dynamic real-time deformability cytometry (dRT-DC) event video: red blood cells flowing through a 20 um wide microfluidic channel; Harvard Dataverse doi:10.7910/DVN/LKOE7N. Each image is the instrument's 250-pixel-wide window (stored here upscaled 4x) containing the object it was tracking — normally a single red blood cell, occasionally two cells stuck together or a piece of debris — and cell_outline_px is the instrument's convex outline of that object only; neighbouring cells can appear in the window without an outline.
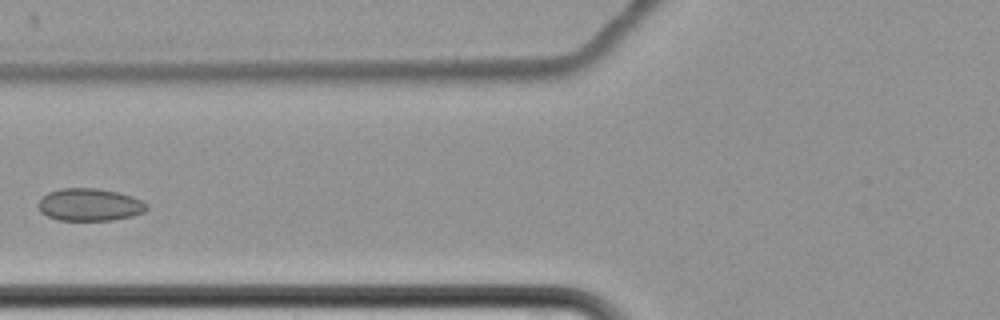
{"species": "common noctule bat (a hibernating species)", "species_latin": "Nyctalus noctula", "temperature_condition": "cold", "stored_images_in_passage": 2, "camera_frame_rate_fps": 3000, "um_per_image_px": 0.085, "animal": {"sex": "female", "body_mass_g": 22.7, "forearm_length_mm": 54.2}, "frame": {"image": 1, "passage_image": 2, "time_ms": 1.333, "image_size_px": [1000, 320], "cell_outline_px": [[148, 208], [144, 212], [132, 216], [112, 220], [60, 220], [48, 216], [40, 212], [36, 204], [48, 192], [60, 188], [96, 188], [116, 192], [132, 196], [148, 204]], "centroid_in_image_um": [7.61, 17.4], "position_along_channel_um": 118.2, "area_um2": 20.52}}